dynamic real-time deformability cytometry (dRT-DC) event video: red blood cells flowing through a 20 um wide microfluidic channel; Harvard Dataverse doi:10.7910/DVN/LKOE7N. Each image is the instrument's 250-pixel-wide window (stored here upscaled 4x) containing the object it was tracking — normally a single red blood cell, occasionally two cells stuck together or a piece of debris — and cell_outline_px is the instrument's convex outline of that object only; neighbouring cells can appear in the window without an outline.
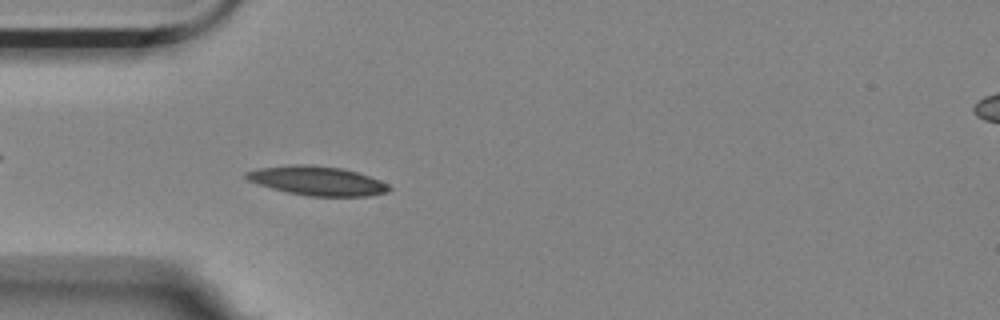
{"species": "Egyptian fruit bat (a non-hibernating species)", "species_latin": "Rousettus aegyptiacus", "temperature_condition": "room temperature", "stored_images_in_passage": 5, "camera_frame_rate_fps": 3000, "um_per_image_px": 0.085, "animal": {"sex": "female"}, "frame": {"image": 1, "passage_image": 5, "time_ms": 1.333, "image_size_px": [1000, 320], "cell_outline_px": [[392, 188], [388, 192], [368, 196], [308, 196], [288, 192], [272, 188], [248, 180], [244, 176], [244, 172], [256, 168], [292, 164], [312, 164], [340, 168], [356, 172], [380, 180], [388, 184]], "centroid_in_image_um": [26.95, 15.36], "position_along_channel_um": 58.0, "area_um2": 24.28}}